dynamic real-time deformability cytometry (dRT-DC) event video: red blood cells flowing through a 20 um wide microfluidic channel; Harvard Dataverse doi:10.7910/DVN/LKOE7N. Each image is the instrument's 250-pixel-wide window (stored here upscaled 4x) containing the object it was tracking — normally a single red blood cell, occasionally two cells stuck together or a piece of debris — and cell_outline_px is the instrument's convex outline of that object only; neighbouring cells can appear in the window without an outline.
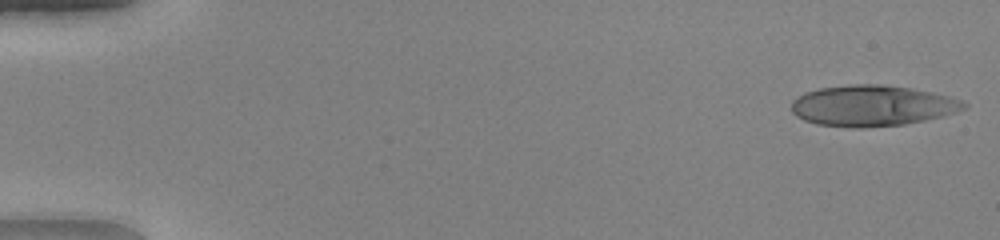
{"species": "human", "species_latin": "Homo sapiens", "temperature_condition": "warm", "stored_images_in_passage": 49, "camera_frame_rate_fps": 3000, "um_per_image_px": 0.085, "donor": {"sex": "female"}, "frame": {"image": 1, "passage_image": 1, "time_ms": 0.0, "image_size_px": [1000, 240], "cell_outline_px": [[968, 104], [964, 108], [956, 112], [924, 120], [904, 124], [864, 128], [856, 128], [816, 124], [804, 120], [796, 116], [792, 112], [792, 100], [796, 96], [804, 92], [820, 88], [848, 84], [880, 84], [912, 88], [932, 92], [948, 96], [960, 100]], "centroid_in_image_um": [74.09, 8.98], "position_along_channel_um": 10.9, "area_um2": 41.15}}
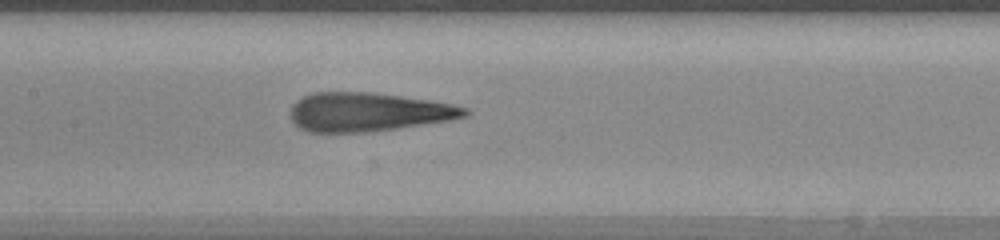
{"frame": {"image": 2, "passage_image": 24, "time_ms": 7.667, "image_size_px": [1000, 240], "cell_outline_px": [[472, 112], [468, 116], [448, 120], [400, 128], [364, 132], [308, 132], [300, 128], [292, 120], [292, 104], [296, 100], [312, 92], [372, 92], [432, 100], [452, 104], [468, 108]], "centroid_in_image_um": [31.33, 9.51], "position_along_channel_um": 176.1, "area_um2": 39.54}}
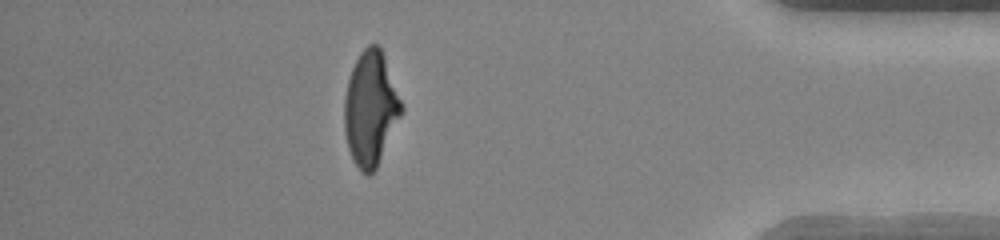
{"frame": {"image": 3, "passage_image": 43, "time_ms": 14.0, "image_size_px": [1000, 240], "cell_outline_px": [[404, 112], [376, 168], [368, 176], [360, 172], [352, 160], [348, 148], [344, 132], [344, 96], [348, 80], [352, 68], [360, 52], [368, 44], [376, 44], [380, 48], [384, 56], [404, 104]], "centroid_in_image_um": [31.51, 9.25], "position_along_channel_um": 403.7, "area_um2": 38.55}, "authors_computed_cell_mechanics": {"area_um2": 40.1132, "velocity_mm_per_s": 4.1795, "shape_relaxation_time_tau1_ms": 7.7968, "shape_relaxation_time_tau2_ms": 1.1311, "deformation_change_tau1": 0.3256, "deformation_change_tau2": 0.1237}}